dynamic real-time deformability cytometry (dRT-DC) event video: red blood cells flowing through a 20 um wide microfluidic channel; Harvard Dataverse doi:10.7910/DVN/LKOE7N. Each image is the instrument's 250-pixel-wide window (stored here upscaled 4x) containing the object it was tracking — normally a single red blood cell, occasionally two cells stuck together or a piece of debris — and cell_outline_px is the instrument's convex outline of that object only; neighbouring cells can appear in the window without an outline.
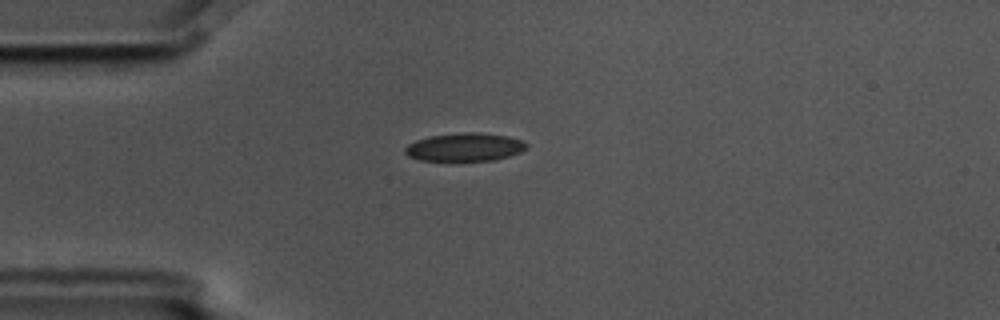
{"species": "common noctule bat (a hibernating species)", "species_latin": "Nyctalus noctula", "temperature_condition": "cold", "stored_images_in_passage": 8, "camera_frame_rate_fps": 3000, "um_per_image_px": 0.085, "animal": {"sex": "male", "body_mass_g": 17.5, "forearm_length_mm": 52.3}, "frame": {"image": 1, "passage_image": 2, "time_ms": 0.333, "image_size_px": [1000, 320], "cell_outline_px": [[528, 144], [520, 152], [508, 156], [492, 160], [420, 160], [408, 156], [404, 152], [404, 148], [408, 144], [416, 140], [428, 136], [464, 132], [476, 132], [508, 136], [524, 140]], "centroid_in_image_um": [39.48, 12.49], "position_along_channel_um": 45.5, "area_um2": 19.83}}
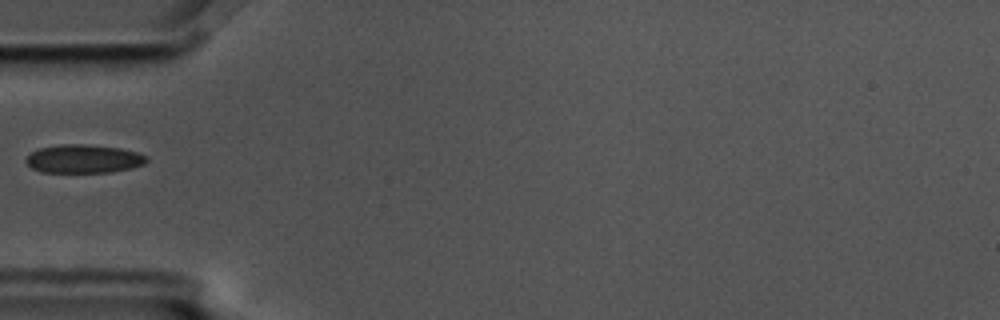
{"frame": {"image": 2, "passage_image": 3, "time_ms": 0.667, "image_size_px": [1000, 320], "cell_outline_px": [[148, 160], [144, 164], [132, 168], [112, 172], [44, 172], [32, 168], [24, 160], [32, 152], [40, 148], [60, 144], [84, 144], [120, 148], [136, 152], [148, 156]], "centroid_in_image_um": [7.14, 13.5], "position_along_channel_um": 77.9, "area_um2": 19.94}}